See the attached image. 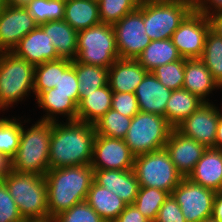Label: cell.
<instances>
[{
    "instance_id": "13",
    "label": "cell",
    "mask_w": 222,
    "mask_h": 222,
    "mask_svg": "<svg viewBox=\"0 0 222 222\" xmlns=\"http://www.w3.org/2000/svg\"><path fill=\"white\" fill-rule=\"evenodd\" d=\"M135 155L124 139L96 134L91 167L103 170H132Z\"/></svg>"
},
{
    "instance_id": "40",
    "label": "cell",
    "mask_w": 222,
    "mask_h": 222,
    "mask_svg": "<svg viewBox=\"0 0 222 222\" xmlns=\"http://www.w3.org/2000/svg\"><path fill=\"white\" fill-rule=\"evenodd\" d=\"M53 222H105L101 216L86 202H80L69 210L61 212L52 219Z\"/></svg>"
},
{
    "instance_id": "42",
    "label": "cell",
    "mask_w": 222,
    "mask_h": 222,
    "mask_svg": "<svg viewBox=\"0 0 222 222\" xmlns=\"http://www.w3.org/2000/svg\"><path fill=\"white\" fill-rule=\"evenodd\" d=\"M111 108L122 115L131 118L140 111L135 93L129 92H113Z\"/></svg>"
},
{
    "instance_id": "6",
    "label": "cell",
    "mask_w": 222,
    "mask_h": 222,
    "mask_svg": "<svg viewBox=\"0 0 222 222\" xmlns=\"http://www.w3.org/2000/svg\"><path fill=\"white\" fill-rule=\"evenodd\" d=\"M34 68L12 51L0 52V110L34 90Z\"/></svg>"
},
{
    "instance_id": "47",
    "label": "cell",
    "mask_w": 222,
    "mask_h": 222,
    "mask_svg": "<svg viewBox=\"0 0 222 222\" xmlns=\"http://www.w3.org/2000/svg\"><path fill=\"white\" fill-rule=\"evenodd\" d=\"M212 216L218 221L222 222V190L216 192L213 201Z\"/></svg>"
},
{
    "instance_id": "18",
    "label": "cell",
    "mask_w": 222,
    "mask_h": 222,
    "mask_svg": "<svg viewBox=\"0 0 222 222\" xmlns=\"http://www.w3.org/2000/svg\"><path fill=\"white\" fill-rule=\"evenodd\" d=\"M93 181L103 186L128 204H133L139 191V182L132 170L94 169Z\"/></svg>"
},
{
    "instance_id": "32",
    "label": "cell",
    "mask_w": 222,
    "mask_h": 222,
    "mask_svg": "<svg viewBox=\"0 0 222 222\" xmlns=\"http://www.w3.org/2000/svg\"><path fill=\"white\" fill-rule=\"evenodd\" d=\"M170 193L154 187H140L133 205L149 221H155L162 204Z\"/></svg>"
},
{
    "instance_id": "45",
    "label": "cell",
    "mask_w": 222,
    "mask_h": 222,
    "mask_svg": "<svg viewBox=\"0 0 222 222\" xmlns=\"http://www.w3.org/2000/svg\"><path fill=\"white\" fill-rule=\"evenodd\" d=\"M113 222H149L133 204H128Z\"/></svg>"
},
{
    "instance_id": "25",
    "label": "cell",
    "mask_w": 222,
    "mask_h": 222,
    "mask_svg": "<svg viewBox=\"0 0 222 222\" xmlns=\"http://www.w3.org/2000/svg\"><path fill=\"white\" fill-rule=\"evenodd\" d=\"M86 202L105 222H113L127 206V203L115 193L94 181L91 183Z\"/></svg>"
},
{
    "instance_id": "26",
    "label": "cell",
    "mask_w": 222,
    "mask_h": 222,
    "mask_svg": "<svg viewBox=\"0 0 222 222\" xmlns=\"http://www.w3.org/2000/svg\"><path fill=\"white\" fill-rule=\"evenodd\" d=\"M64 20L76 31L101 23L97 0H65Z\"/></svg>"
},
{
    "instance_id": "44",
    "label": "cell",
    "mask_w": 222,
    "mask_h": 222,
    "mask_svg": "<svg viewBox=\"0 0 222 222\" xmlns=\"http://www.w3.org/2000/svg\"><path fill=\"white\" fill-rule=\"evenodd\" d=\"M192 1H193L194 10L201 14H204L208 18L212 14L222 11V0H192ZM211 6L213 10L211 9Z\"/></svg>"
},
{
    "instance_id": "35",
    "label": "cell",
    "mask_w": 222,
    "mask_h": 222,
    "mask_svg": "<svg viewBox=\"0 0 222 222\" xmlns=\"http://www.w3.org/2000/svg\"><path fill=\"white\" fill-rule=\"evenodd\" d=\"M101 23L113 25L126 14L136 10L141 0H97Z\"/></svg>"
},
{
    "instance_id": "20",
    "label": "cell",
    "mask_w": 222,
    "mask_h": 222,
    "mask_svg": "<svg viewBox=\"0 0 222 222\" xmlns=\"http://www.w3.org/2000/svg\"><path fill=\"white\" fill-rule=\"evenodd\" d=\"M148 71L134 59H117L108 68V85L113 92L135 93Z\"/></svg>"
},
{
    "instance_id": "46",
    "label": "cell",
    "mask_w": 222,
    "mask_h": 222,
    "mask_svg": "<svg viewBox=\"0 0 222 222\" xmlns=\"http://www.w3.org/2000/svg\"><path fill=\"white\" fill-rule=\"evenodd\" d=\"M12 171V160L7 155L0 152V181Z\"/></svg>"
},
{
    "instance_id": "41",
    "label": "cell",
    "mask_w": 222,
    "mask_h": 222,
    "mask_svg": "<svg viewBox=\"0 0 222 222\" xmlns=\"http://www.w3.org/2000/svg\"><path fill=\"white\" fill-rule=\"evenodd\" d=\"M0 222H25L4 181H0Z\"/></svg>"
},
{
    "instance_id": "37",
    "label": "cell",
    "mask_w": 222,
    "mask_h": 222,
    "mask_svg": "<svg viewBox=\"0 0 222 222\" xmlns=\"http://www.w3.org/2000/svg\"><path fill=\"white\" fill-rule=\"evenodd\" d=\"M52 92H61L62 94H73V102L79 104V88L73 61L59 58V80L52 88Z\"/></svg>"
},
{
    "instance_id": "51",
    "label": "cell",
    "mask_w": 222,
    "mask_h": 222,
    "mask_svg": "<svg viewBox=\"0 0 222 222\" xmlns=\"http://www.w3.org/2000/svg\"><path fill=\"white\" fill-rule=\"evenodd\" d=\"M201 222H218V221L213 216H211V217L205 218Z\"/></svg>"
},
{
    "instance_id": "10",
    "label": "cell",
    "mask_w": 222,
    "mask_h": 222,
    "mask_svg": "<svg viewBox=\"0 0 222 222\" xmlns=\"http://www.w3.org/2000/svg\"><path fill=\"white\" fill-rule=\"evenodd\" d=\"M119 59L136 60L152 41L145 33L144 0L139 7L113 24Z\"/></svg>"
},
{
    "instance_id": "4",
    "label": "cell",
    "mask_w": 222,
    "mask_h": 222,
    "mask_svg": "<svg viewBox=\"0 0 222 222\" xmlns=\"http://www.w3.org/2000/svg\"><path fill=\"white\" fill-rule=\"evenodd\" d=\"M52 122L38 120L25 131L22 125L20 142L12 160V170L44 176L50 169L49 145Z\"/></svg>"
},
{
    "instance_id": "23",
    "label": "cell",
    "mask_w": 222,
    "mask_h": 222,
    "mask_svg": "<svg viewBox=\"0 0 222 222\" xmlns=\"http://www.w3.org/2000/svg\"><path fill=\"white\" fill-rule=\"evenodd\" d=\"M215 88H221L213 79L210 71L200 58H184L183 89L196 95L203 102H208L206 96Z\"/></svg>"
},
{
    "instance_id": "33",
    "label": "cell",
    "mask_w": 222,
    "mask_h": 222,
    "mask_svg": "<svg viewBox=\"0 0 222 222\" xmlns=\"http://www.w3.org/2000/svg\"><path fill=\"white\" fill-rule=\"evenodd\" d=\"M131 120V117H126L111 108L93 125L98 135L124 139Z\"/></svg>"
},
{
    "instance_id": "52",
    "label": "cell",
    "mask_w": 222,
    "mask_h": 222,
    "mask_svg": "<svg viewBox=\"0 0 222 222\" xmlns=\"http://www.w3.org/2000/svg\"><path fill=\"white\" fill-rule=\"evenodd\" d=\"M25 222H53L52 220H41V221H25Z\"/></svg>"
},
{
    "instance_id": "17",
    "label": "cell",
    "mask_w": 222,
    "mask_h": 222,
    "mask_svg": "<svg viewBox=\"0 0 222 222\" xmlns=\"http://www.w3.org/2000/svg\"><path fill=\"white\" fill-rule=\"evenodd\" d=\"M12 52L34 66L59 59L56 48L39 25L23 37Z\"/></svg>"
},
{
    "instance_id": "38",
    "label": "cell",
    "mask_w": 222,
    "mask_h": 222,
    "mask_svg": "<svg viewBox=\"0 0 222 222\" xmlns=\"http://www.w3.org/2000/svg\"><path fill=\"white\" fill-rule=\"evenodd\" d=\"M59 80V59L47 61L34 68V90L37 97L42 91L55 87Z\"/></svg>"
},
{
    "instance_id": "50",
    "label": "cell",
    "mask_w": 222,
    "mask_h": 222,
    "mask_svg": "<svg viewBox=\"0 0 222 222\" xmlns=\"http://www.w3.org/2000/svg\"><path fill=\"white\" fill-rule=\"evenodd\" d=\"M31 0H3V5L25 7Z\"/></svg>"
},
{
    "instance_id": "49",
    "label": "cell",
    "mask_w": 222,
    "mask_h": 222,
    "mask_svg": "<svg viewBox=\"0 0 222 222\" xmlns=\"http://www.w3.org/2000/svg\"><path fill=\"white\" fill-rule=\"evenodd\" d=\"M215 148L222 150V117L219 116L216 139H215Z\"/></svg>"
},
{
    "instance_id": "3",
    "label": "cell",
    "mask_w": 222,
    "mask_h": 222,
    "mask_svg": "<svg viewBox=\"0 0 222 222\" xmlns=\"http://www.w3.org/2000/svg\"><path fill=\"white\" fill-rule=\"evenodd\" d=\"M3 181L25 221L49 219L47 185L44 176L12 170Z\"/></svg>"
},
{
    "instance_id": "16",
    "label": "cell",
    "mask_w": 222,
    "mask_h": 222,
    "mask_svg": "<svg viewBox=\"0 0 222 222\" xmlns=\"http://www.w3.org/2000/svg\"><path fill=\"white\" fill-rule=\"evenodd\" d=\"M164 148L184 178H187L193 171L194 166L207 149L196 140L184 136L176 128L172 129Z\"/></svg>"
},
{
    "instance_id": "53",
    "label": "cell",
    "mask_w": 222,
    "mask_h": 222,
    "mask_svg": "<svg viewBox=\"0 0 222 222\" xmlns=\"http://www.w3.org/2000/svg\"><path fill=\"white\" fill-rule=\"evenodd\" d=\"M3 7V0H0V10Z\"/></svg>"
},
{
    "instance_id": "36",
    "label": "cell",
    "mask_w": 222,
    "mask_h": 222,
    "mask_svg": "<svg viewBox=\"0 0 222 222\" xmlns=\"http://www.w3.org/2000/svg\"><path fill=\"white\" fill-rule=\"evenodd\" d=\"M22 124L17 119L0 118V152L13 158L18 149Z\"/></svg>"
},
{
    "instance_id": "34",
    "label": "cell",
    "mask_w": 222,
    "mask_h": 222,
    "mask_svg": "<svg viewBox=\"0 0 222 222\" xmlns=\"http://www.w3.org/2000/svg\"><path fill=\"white\" fill-rule=\"evenodd\" d=\"M25 8L38 25L64 20L65 0H31Z\"/></svg>"
},
{
    "instance_id": "11",
    "label": "cell",
    "mask_w": 222,
    "mask_h": 222,
    "mask_svg": "<svg viewBox=\"0 0 222 222\" xmlns=\"http://www.w3.org/2000/svg\"><path fill=\"white\" fill-rule=\"evenodd\" d=\"M216 192L183 178L171 195L180 205L186 222H201L212 216Z\"/></svg>"
},
{
    "instance_id": "9",
    "label": "cell",
    "mask_w": 222,
    "mask_h": 222,
    "mask_svg": "<svg viewBox=\"0 0 222 222\" xmlns=\"http://www.w3.org/2000/svg\"><path fill=\"white\" fill-rule=\"evenodd\" d=\"M133 171L140 187H154L170 194L184 178L165 148L135 156Z\"/></svg>"
},
{
    "instance_id": "12",
    "label": "cell",
    "mask_w": 222,
    "mask_h": 222,
    "mask_svg": "<svg viewBox=\"0 0 222 222\" xmlns=\"http://www.w3.org/2000/svg\"><path fill=\"white\" fill-rule=\"evenodd\" d=\"M211 29L208 17L193 10L173 33L172 41L182 58H201Z\"/></svg>"
},
{
    "instance_id": "27",
    "label": "cell",
    "mask_w": 222,
    "mask_h": 222,
    "mask_svg": "<svg viewBox=\"0 0 222 222\" xmlns=\"http://www.w3.org/2000/svg\"><path fill=\"white\" fill-rule=\"evenodd\" d=\"M36 99L38 106L47 111V115L40 119L42 121H58L56 114L66 115L68 121H75L77 118V105L73 102V94L52 92V89H49L42 91Z\"/></svg>"
},
{
    "instance_id": "22",
    "label": "cell",
    "mask_w": 222,
    "mask_h": 222,
    "mask_svg": "<svg viewBox=\"0 0 222 222\" xmlns=\"http://www.w3.org/2000/svg\"><path fill=\"white\" fill-rule=\"evenodd\" d=\"M112 96L113 91L108 84L92 92H80L76 120L94 124L111 109Z\"/></svg>"
},
{
    "instance_id": "5",
    "label": "cell",
    "mask_w": 222,
    "mask_h": 222,
    "mask_svg": "<svg viewBox=\"0 0 222 222\" xmlns=\"http://www.w3.org/2000/svg\"><path fill=\"white\" fill-rule=\"evenodd\" d=\"M193 10L192 0H144L145 33L151 40L171 39Z\"/></svg>"
},
{
    "instance_id": "21",
    "label": "cell",
    "mask_w": 222,
    "mask_h": 222,
    "mask_svg": "<svg viewBox=\"0 0 222 222\" xmlns=\"http://www.w3.org/2000/svg\"><path fill=\"white\" fill-rule=\"evenodd\" d=\"M187 178L215 192L222 190V150L207 148Z\"/></svg>"
},
{
    "instance_id": "1",
    "label": "cell",
    "mask_w": 222,
    "mask_h": 222,
    "mask_svg": "<svg viewBox=\"0 0 222 222\" xmlns=\"http://www.w3.org/2000/svg\"><path fill=\"white\" fill-rule=\"evenodd\" d=\"M96 136L93 124L81 121L52 122L49 166L63 168L91 165Z\"/></svg>"
},
{
    "instance_id": "8",
    "label": "cell",
    "mask_w": 222,
    "mask_h": 222,
    "mask_svg": "<svg viewBox=\"0 0 222 222\" xmlns=\"http://www.w3.org/2000/svg\"><path fill=\"white\" fill-rule=\"evenodd\" d=\"M172 129L165 117L139 111L132 117L124 141L130 151L138 156L163 149Z\"/></svg>"
},
{
    "instance_id": "7",
    "label": "cell",
    "mask_w": 222,
    "mask_h": 222,
    "mask_svg": "<svg viewBox=\"0 0 222 222\" xmlns=\"http://www.w3.org/2000/svg\"><path fill=\"white\" fill-rule=\"evenodd\" d=\"M117 59L119 52L113 25L99 23L78 31L75 61L109 68Z\"/></svg>"
},
{
    "instance_id": "48",
    "label": "cell",
    "mask_w": 222,
    "mask_h": 222,
    "mask_svg": "<svg viewBox=\"0 0 222 222\" xmlns=\"http://www.w3.org/2000/svg\"><path fill=\"white\" fill-rule=\"evenodd\" d=\"M209 19L211 29L222 37V11L212 14Z\"/></svg>"
},
{
    "instance_id": "19",
    "label": "cell",
    "mask_w": 222,
    "mask_h": 222,
    "mask_svg": "<svg viewBox=\"0 0 222 222\" xmlns=\"http://www.w3.org/2000/svg\"><path fill=\"white\" fill-rule=\"evenodd\" d=\"M171 93L172 90L160 83L152 72H148L135 91L139 110L165 117L166 104Z\"/></svg>"
},
{
    "instance_id": "29",
    "label": "cell",
    "mask_w": 222,
    "mask_h": 222,
    "mask_svg": "<svg viewBox=\"0 0 222 222\" xmlns=\"http://www.w3.org/2000/svg\"><path fill=\"white\" fill-rule=\"evenodd\" d=\"M202 103L204 102L201 99L186 89L173 90L166 104L165 118L173 128H176Z\"/></svg>"
},
{
    "instance_id": "30",
    "label": "cell",
    "mask_w": 222,
    "mask_h": 222,
    "mask_svg": "<svg viewBox=\"0 0 222 222\" xmlns=\"http://www.w3.org/2000/svg\"><path fill=\"white\" fill-rule=\"evenodd\" d=\"M200 59L222 88V37L212 29L206 36L204 51Z\"/></svg>"
},
{
    "instance_id": "31",
    "label": "cell",
    "mask_w": 222,
    "mask_h": 222,
    "mask_svg": "<svg viewBox=\"0 0 222 222\" xmlns=\"http://www.w3.org/2000/svg\"><path fill=\"white\" fill-rule=\"evenodd\" d=\"M79 92H92L108 84V68L73 60Z\"/></svg>"
},
{
    "instance_id": "28",
    "label": "cell",
    "mask_w": 222,
    "mask_h": 222,
    "mask_svg": "<svg viewBox=\"0 0 222 222\" xmlns=\"http://www.w3.org/2000/svg\"><path fill=\"white\" fill-rule=\"evenodd\" d=\"M182 57L173 44L172 39L152 40L137 57V61L148 71L152 72L161 65L178 61Z\"/></svg>"
},
{
    "instance_id": "24",
    "label": "cell",
    "mask_w": 222,
    "mask_h": 222,
    "mask_svg": "<svg viewBox=\"0 0 222 222\" xmlns=\"http://www.w3.org/2000/svg\"><path fill=\"white\" fill-rule=\"evenodd\" d=\"M57 50L58 57L75 60L77 56L78 31L65 20H54L39 25Z\"/></svg>"
},
{
    "instance_id": "39",
    "label": "cell",
    "mask_w": 222,
    "mask_h": 222,
    "mask_svg": "<svg viewBox=\"0 0 222 222\" xmlns=\"http://www.w3.org/2000/svg\"><path fill=\"white\" fill-rule=\"evenodd\" d=\"M152 73L166 88L172 91L181 89L184 82V58L161 65Z\"/></svg>"
},
{
    "instance_id": "14",
    "label": "cell",
    "mask_w": 222,
    "mask_h": 222,
    "mask_svg": "<svg viewBox=\"0 0 222 222\" xmlns=\"http://www.w3.org/2000/svg\"><path fill=\"white\" fill-rule=\"evenodd\" d=\"M210 102L202 103L176 129L184 136L192 138L206 148H215L219 109Z\"/></svg>"
},
{
    "instance_id": "2",
    "label": "cell",
    "mask_w": 222,
    "mask_h": 222,
    "mask_svg": "<svg viewBox=\"0 0 222 222\" xmlns=\"http://www.w3.org/2000/svg\"><path fill=\"white\" fill-rule=\"evenodd\" d=\"M47 185L49 220L86 201L94 179L91 165L49 169L44 175Z\"/></svg>"
},
{
    "instance_id": "43",
    "label": "cell",
    "mask_w": 222,
    "mask_h": 222,
    "mask_svg": "<svg viewBox=\"0 0 222 222\" xmlns=\"http://www.w3.org/2000/svg\"><path fill=\"white\" fill-rule=\"evenodd\" d=\"M155 222H186V219L182 215L180 205L171 194L162 204Z\"/></svg>"
},
{
    "instance_id": "15",
    "label": "cell",
    "mask_w": 222,
    "mask_h": 222,
    "mask_svg": "<svg viewBox=\"0 0 222 222\" xmlns=\"http://www.w3.org/2000/svg\"><path fill=\"white\" fill-rule=\"evenodd\" d=\"M37 26L25 7L3 5L0 10V52L12 51Z\"/></svg>"
}]
</instances>
